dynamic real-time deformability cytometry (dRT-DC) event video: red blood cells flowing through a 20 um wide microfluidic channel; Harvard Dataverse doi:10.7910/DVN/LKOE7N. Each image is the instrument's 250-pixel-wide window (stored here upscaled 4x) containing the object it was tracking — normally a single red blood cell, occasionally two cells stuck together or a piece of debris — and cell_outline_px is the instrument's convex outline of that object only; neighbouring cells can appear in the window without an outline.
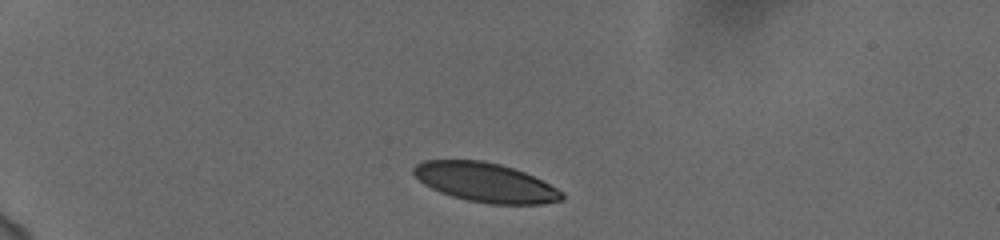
{"species": "human", "species_latin": "Homo sapiens", "temperature_condition": "cold", "stored_images_in_passage": 42, "camera_frame_rate_fps": 3000, "um_per_image_px": 0.085, "donor": {"sex": "female"}, "frame": {"image": 1, "passage_image": 1, "time_ms": 0.0, "image_size_px": [1000, 240], "cell_outline_px": [[564, 200], [544, 204], [488, 204], [468, 200], [452, 196], [440, 192], [424, 184], [412, 172], [412, 168], [416, 164], [424, 160], [484, 160], [500, 164], [524, 172], [564, 192]], "centroid_in_image_um": [41.26, 15.51], "position_along_channel_um": 43.7, "area_um2": 33.81}}
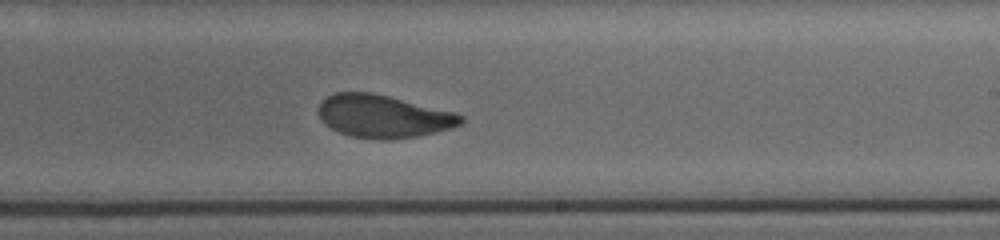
{"frame": {"image": 2, "passage_image": 23, "time_ms": 7.333, "image_size_px": [1000, 240], "cell_outline_px": [[464, 120], [460, 124], [452, 128], [436, 132], [416, 136], [392, 140], [380, 140], [352, 136], [340, 132], [324, 124], [320, 116], [320, 104], [328, 96], [336, 92], [372, 92], [456, 112], [464, 116]], "centroid_in_image_um": [32.63, 9.89], "position_along_channel_um": 256.4, "area_um2": 35.43}}
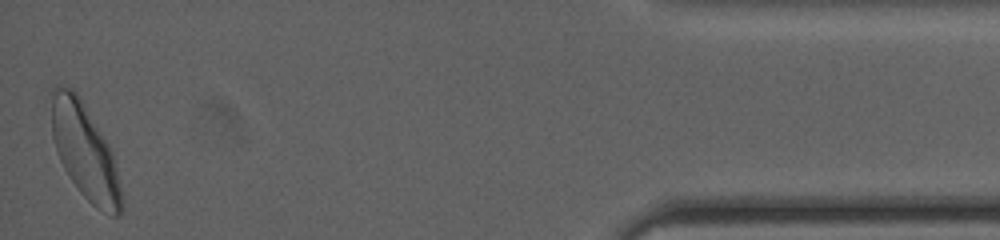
{"frame": {"image": 3, "passage_image": 42, "time_ms": 13.667, "image_size_px": [1000, 240], "cell_outline_px": [[124, 208], [120, 216], [112, 216], [96, 208], [80, 192], [64, 168], [60, 160], [52, 136], [48, 92], [56, 84], [72, 88], [80, 96], [108, 144], [112, 152], [124, 196]], "centroid_in_image_um": [7.2, 12.84], "position_along_channel_um": 428.0, "area_um2": 39.65}, "authors_computed_cell_mechanics": {"area_um2": 35.6626, "velocity_mm_per_s": 3.7165, "shape_relaxation_time_tau1_ms": 4.0974, "shape_relaxation_time_tau2_ms": 1.1742, "deformation_change_tau1": 0.1539, "deformation_change_tau2": 0.0587}}